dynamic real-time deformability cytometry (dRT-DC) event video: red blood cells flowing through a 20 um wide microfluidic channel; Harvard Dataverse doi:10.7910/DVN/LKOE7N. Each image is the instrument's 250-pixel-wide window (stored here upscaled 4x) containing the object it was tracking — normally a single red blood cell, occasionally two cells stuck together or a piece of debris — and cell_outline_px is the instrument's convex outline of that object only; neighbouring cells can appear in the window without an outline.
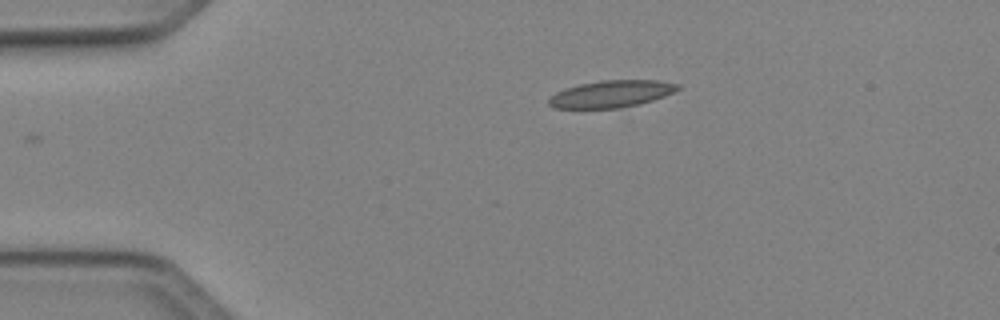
{"species": "Egyptian fruit bat (a non-hibernating species)", "species_latin": "Rousettus aegyptiacus", "temperature_condition": "cold", "stored_images_in_passage": 36, "camera_frame_rate_fps": 3000, "um_per_image_px": 0.085, "animal": {"sex": "female"}, "frame": {"image": 1, "passage_image": 1, "time_ms": 0.0, "image_size_px": [1000, 320], "cell_outline_px": [[680, 88], [664, 96], [652, 100], [620, 108], [556, 108], [548, 104], [548, 100], [556, 92], [564, 88], [580, 84], [600, 80], [660, 80], [680, 84]], "centroid_in_image_um": [51.96, 7.97], "position_along_channel_um": 33.0, "area_um2": 20.17}}
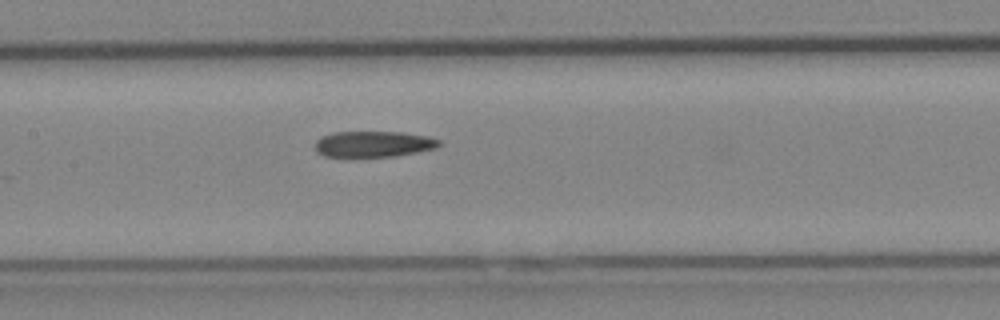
{"frame": {"image": 2, "passage_image": 15, "time_ms": 4.667, "image_size_px": [1000, 320], "cell_outline_px": [[444, 144], [436, 148], [396, 156], [324, 156], [316, 152], [316, 140], [332, 132], [400, 132], [428, 136], [440, 140]], "centroid_in_image_um": [31.79, 12.24], "position_along_channel_um": 175.6, "area_um2": 18.67}}
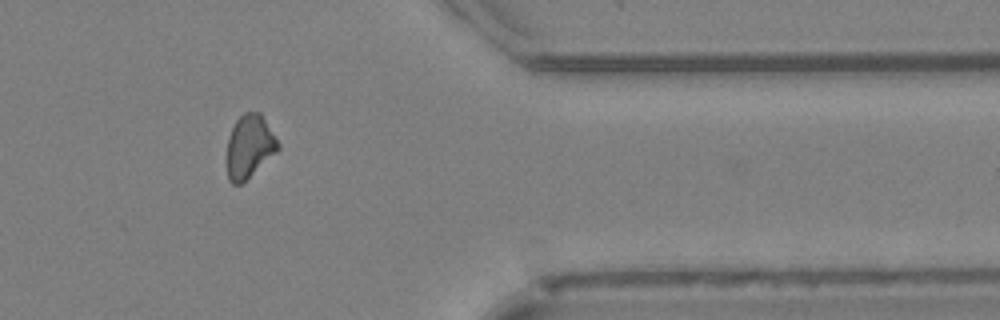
{"frame": {"image": 3, "passage_image": 32, "time_ms": 10.333, "image_size_px": [1000, 320], "cell_outline_px": [[280, 148], [276, 152], [240, 184], [232, 184], [228, 180], [228, 136], [236, 120], [244, 112], [260, 112], [280, 144]], "centroid_in_image_um": [21.2, 12.42], "position_along_channel_um": 390.2, "area_um2": 18.38}}